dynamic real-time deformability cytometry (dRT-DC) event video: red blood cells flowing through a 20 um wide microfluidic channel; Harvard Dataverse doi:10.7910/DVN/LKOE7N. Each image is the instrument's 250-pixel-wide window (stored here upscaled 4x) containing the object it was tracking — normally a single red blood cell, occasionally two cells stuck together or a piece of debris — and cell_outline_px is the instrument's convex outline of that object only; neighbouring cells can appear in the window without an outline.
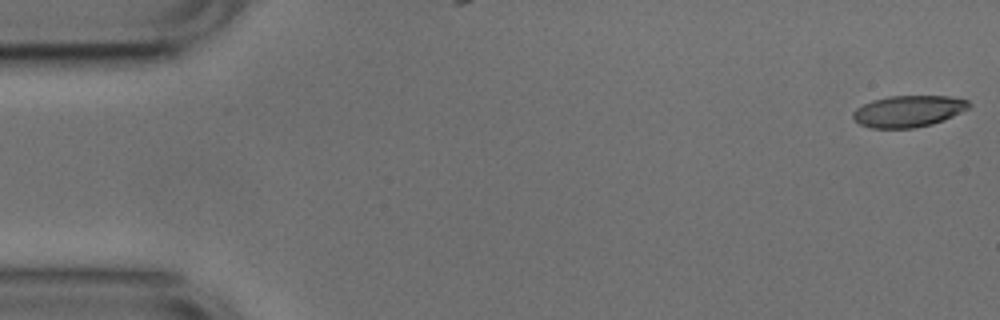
{"species": "common noctule bat (a hibernating species)", "species_latin": "Nyctalus noctula", "temperature_condition": "cold", "stored_images_in_passage": 8, "camera_frame_rate_fps": 3000, "um_per_image_px": 0.085, "animal": {"sex": "male", "body_mass_g": 17.9, "forearm_length_mm": 54.2}, "frame": {"image": 1, "passage_image": 1, "time_ms": 0.0, "image_size_px": [1000, 320], "cell_outline_px": [[972, 104], [968, 108], [944, 120], [932, 124], [912, 128], [872, 128], [860, 124], [852, 116], [852, 112], [856, 108], [872, 100], [888, 96], [948, 96], [968, 100]], "centroid_in_image_um": [77.21, 9.45], "position_along_channel_um": 7.8, "area_um2": 21.21}}